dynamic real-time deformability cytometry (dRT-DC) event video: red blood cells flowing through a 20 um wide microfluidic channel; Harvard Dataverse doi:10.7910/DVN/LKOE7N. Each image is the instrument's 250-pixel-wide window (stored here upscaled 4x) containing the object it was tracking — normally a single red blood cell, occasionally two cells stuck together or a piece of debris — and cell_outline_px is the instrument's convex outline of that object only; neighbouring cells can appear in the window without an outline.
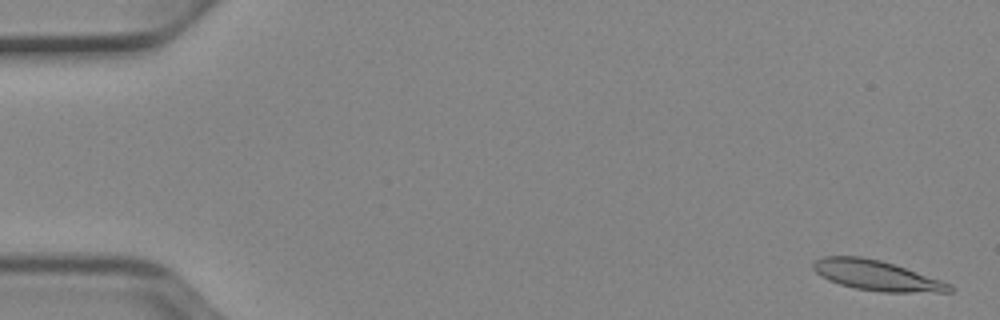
{"species": "Egyptian fruit bat (a non-hibernating species)", "species_latin": "Rousettus aegyptiacus", "temperature_condition": "cold", "stored_images_in_passage": 52, "camera_frame_rate_fps": 3000, "um_per_image_px": 0.085, "animal": {"sex": "female"}, "frame": {"image": 1, "passage_image": 2, "time_ms": 0.333, "image_size_px": [1000, 320], "cell_outline_px": [[956, 288], [952, 292], [884, 292], [856, 288], [840, 284], [828, 280], [820, 276], [812, 268], [812, 264], [816, 260], [824, 256], [860, 256], [880, 260], [952, 284]], "centroid_in_image_um": [74.5, 23.42], "position_along_channel_um": 10.5, "area_um2": 23.7}}
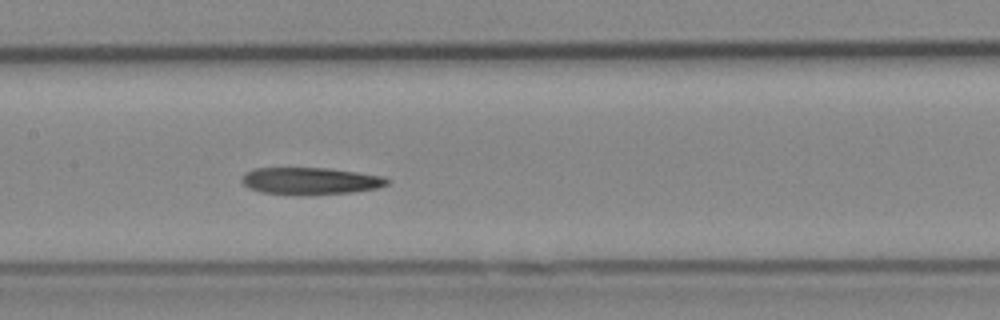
{"frame": {"image": 2, "passage_image": 26, "time_ms": 8.333, "image_size_px": [1000, 320], "cell_outline_px": [[392, 180], [388, 184], [376, 188], [352, 192], [300, 196], [260, 192], [248, 188], [240, 180], [240, 176], [244, 172], [252, 168], [328, 168], [384, 176]], "centroid_in_image_um": [26.33, 15.39], "position_along_channel_um": 181.1, "area_um2": 23.41}}
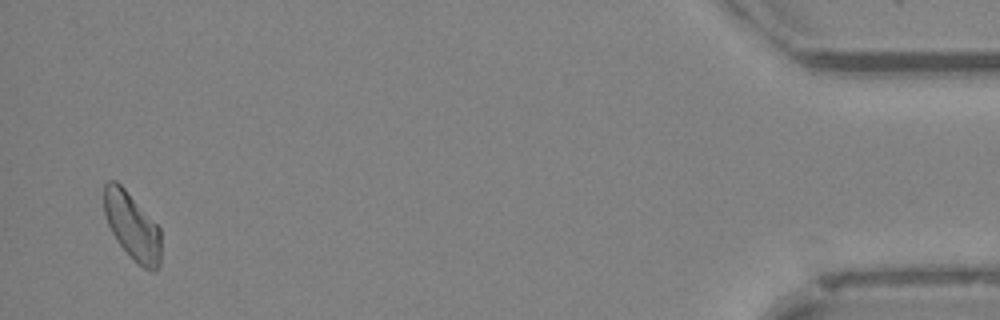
{"frame": {"image": 3, "passage_image": 51, "time_ms": 16.667, "image_size_px": [1000, 320], "cell_outline_px": [[160, 264], [156, 272], [152, 272], [144, 268], [116, 240], [104, 216], [104, 184], [108, 180], [116, 180], [124, 188], [160, 228]], "centroid_in_image_um": [11.23, 19.21], "position_along_channel_um": 424.0, "area_um2": 21.96}, "authors_computed_cell_mechanics": {"area_um2": 23.2934, "velocity_mm_per_s": 3.8816, "shape_relaxation_time_tau1_ms": 6.8532, "shape_relaxation_time_tau2_ms": null, "deformation_change_tau1": 0.1714, "deformation_change_tau2": null}}